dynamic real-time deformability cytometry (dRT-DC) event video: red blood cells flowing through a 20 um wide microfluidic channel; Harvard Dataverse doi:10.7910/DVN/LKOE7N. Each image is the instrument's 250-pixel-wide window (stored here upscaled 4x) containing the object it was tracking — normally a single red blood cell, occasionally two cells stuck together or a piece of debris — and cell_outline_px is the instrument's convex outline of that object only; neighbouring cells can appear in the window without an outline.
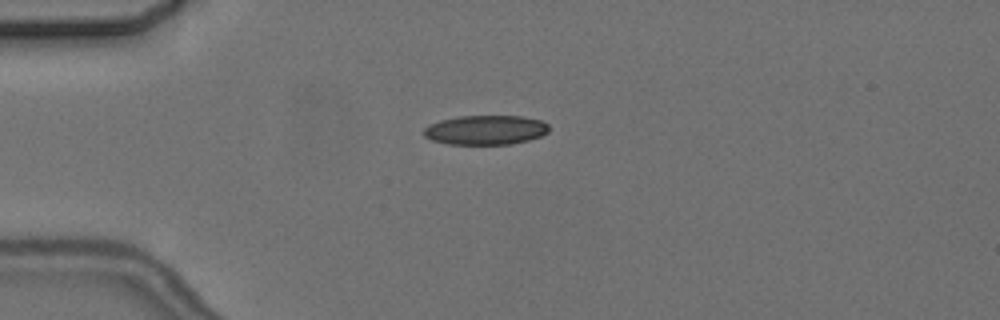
{"species": "common noctule bat (a hibernating species)", "species_latin": "Nyctalus noctula", "temperature_condition": "cold", "stored_images_in_passage": 8, "camera_frame_rate_fps": 3000, "um_per_image_px": 0.085, "animal": {"sex": "female", "body_mass_g": 24.6, "forearm_length_mm": 56.2}, "frame": {"image": 1, "passage_image": 1, "time_ms": 0.0, "image_size_px": [1000, 320], "cell_outline_px": [[548, 132], [540, 136], [528, 140], [512, 144], [448, 144], [432, 140], [424, 136], [424, 128], [440, 120], [460, 116], [524, 116], [540, 120], [548, 124]], "centroid_in_image_um": [41.29, 11.05], "position_along_channel_um": 43.7, "area_um2": 21.39}}
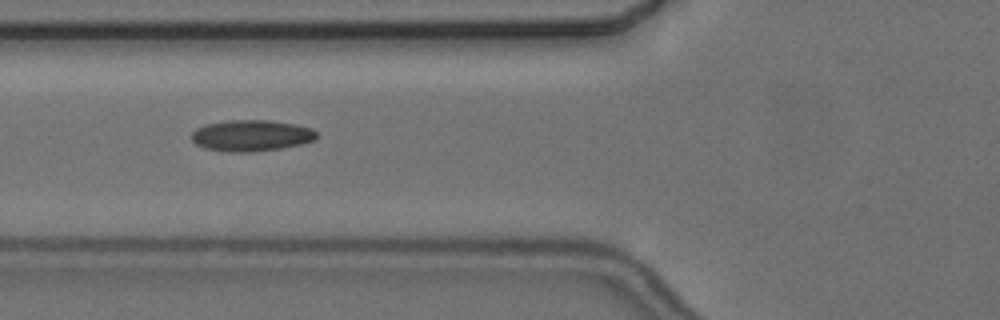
{"frame": {"image": 2, "passage_image": 3, "time_ms": 2.333, "image_size_px": [1000, 320], "cell_outline_px": [[320, 136], [316, 140], [300, 144], [280, 148], [252, 152], [232, 152], [204, 148], [196, 144], [192, 140], [192, 132], [196, 128], [204, 124], [228, 120], [268, 120], [292, 124], [312, 128]], "centroid_in_image_um": [21.36, 11.52], "position_along_channel_um": 104.4, "area_um2": 22.83}}
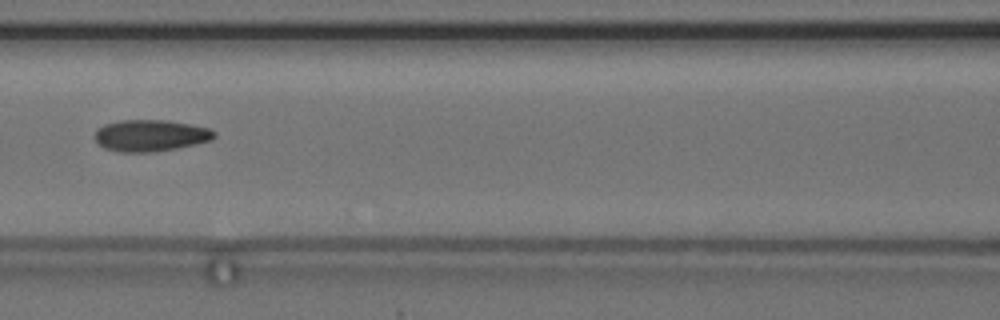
{"frame": {"image": 3, "passage_image": 4, "time_ms": 3.667, "image_size_px": [1000, 320], "cell_outline_px": [[216, 136], [212, 140], [196, 144], [176, 148], [152, 152], [120, 152], [104, 148], [96, 140], [96, 128], [104, 124], [120, 120], [168, 120], [192, 124], [208, 128], [216, 132]], "centroid_in_image_um": [12.81, 11.51], "position_along_channel_um": 153.8, "area_um2": 22.08}}